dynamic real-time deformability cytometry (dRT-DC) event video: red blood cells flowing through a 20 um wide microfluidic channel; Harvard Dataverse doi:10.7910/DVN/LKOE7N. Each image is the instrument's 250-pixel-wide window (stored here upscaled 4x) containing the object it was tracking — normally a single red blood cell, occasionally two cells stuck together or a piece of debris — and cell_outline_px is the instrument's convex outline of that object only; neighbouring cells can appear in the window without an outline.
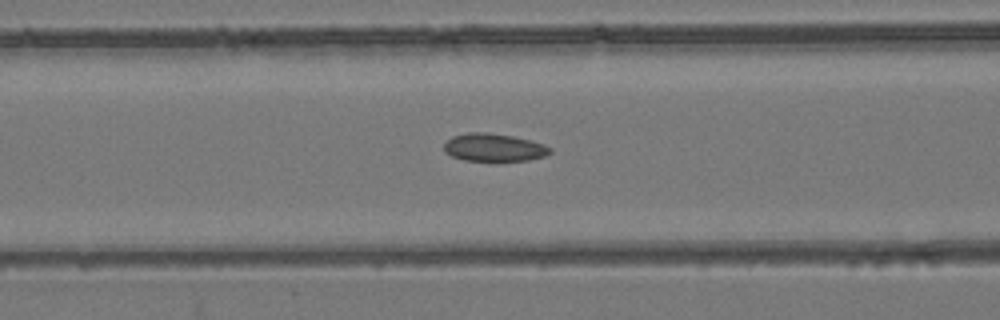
{"species": "common noctule bat (a hibernating species)", "species_latin": "Nyctalus noctula", "temperature_condition": "room temperature", "stored_images_in_passage": 54, "camera_frame_rate_fps": 3000, "um_per_image_px": 0.085, "animal": {"sex": "female", "body_mass_g": 24.6, "forearm_length_mm": 56.2}, "frame": {"image": 1, "passage_image": 22, "time_ms": 7.0, "image_size_px": [1000, 320], "cell_outline_px": [[552, 152], [544, 156], [528, 160], [464, 160], [452, 156], [444, 152], [444, 144], [452, 136], [468, 132], [488, 132], [512, 136], [544, 144], [552, 148]], "centroid_in_image_um": [41.97, 12.52], "position_along_channel_um": 124.6, "area_um2": 17.05}}
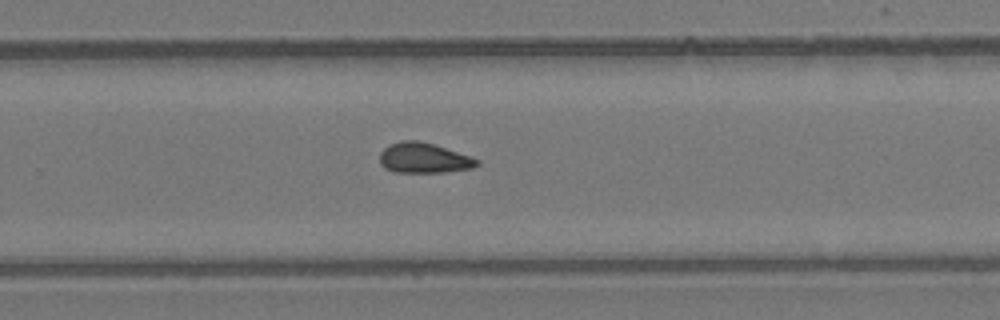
{"frame": {"image": 2, "passage_image": 35, "time_ms": 11.333, "image_size_px": [1000, 320], "cell_outline_px": [[480, 164], [472, 168], [444, 172], [392, 172], [384, 168], [380, 164], [380, 152], [388, 144], [400, 140], [420, 140], [480, 160]], "centroid_in_image_um": [35.96, 13.43], "position_along_channel_um": 293.8, "area_um2": 17.11}}
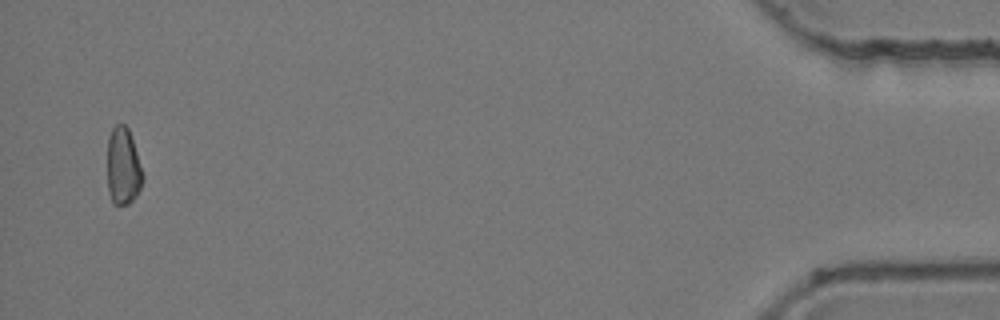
{"frame": {"image": 3, "passage_image": 52, "time_ms": 17.0, "image_size_px": [1000, 320], "cell_outline_px": [[144, 180], [136, 196], [128, 204], [112, 204], [108, 192], [108, 136], [112, 128], [116, 124], [124, 124], [128, 128], [144, 176]], "centroid_in_image_um": [10.46, 14.16], "position_along_channel_um": 424.7, "area_um2": 15.9}}